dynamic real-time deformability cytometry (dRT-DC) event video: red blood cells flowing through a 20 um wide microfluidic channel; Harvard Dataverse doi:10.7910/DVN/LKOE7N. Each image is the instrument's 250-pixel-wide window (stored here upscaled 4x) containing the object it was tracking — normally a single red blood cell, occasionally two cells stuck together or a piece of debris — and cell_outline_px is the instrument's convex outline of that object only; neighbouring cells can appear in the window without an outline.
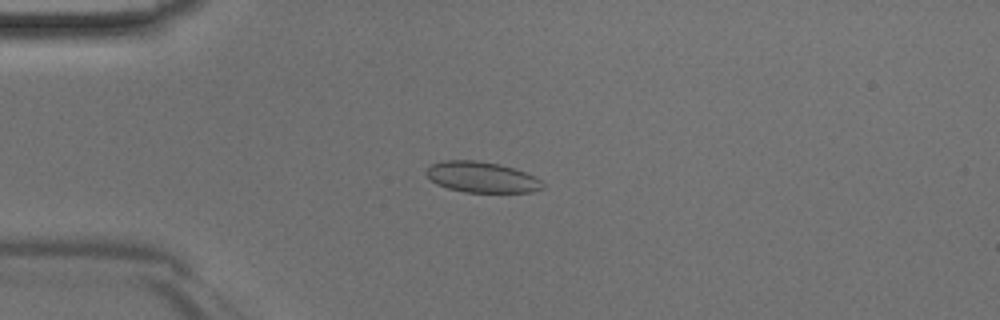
{"species": "Egyptian fruit bat (a non-hibernating species)", "species_latin": "Rousettus aegyptiacus", "temperature_condition": "room temperature", "stored_images_in_passage": 40, "camera_frame_rate_fps": 3000, "um_per_image_px": 0.085, "animal": {"sex": "male"}, "frame": {"image": 1, "passage_image": 6, "time_ms": 1.667, "image_size_px": [1000, 320], "cell_outline_px": [[544, 188], [532, 192], [464, 192], [448, 188], [436, 184], [424, 172], [432, 164], [444, 160], [480, 160], [500, 164], [524, 172], [540, 180], [544, 184]], "centroid_in_image_um": [40.93, 15.05], "position_along_channel_um": 44.1, "area_um2": 20.81}}
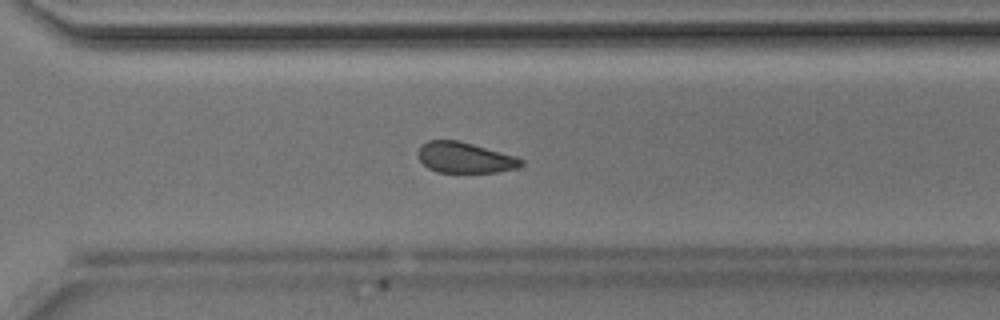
{"frame": {"image": 2, "passage_image": 27, "time_ms": 8.667, "image_size_px": [1000, 320], "cell_outline_px": [[524, 164], [516, 168], [496, 172], [436, 172], [428, 168], [416, 156], [416, 152], [420, 144], [428, 140], [456, 140], [472, 144], [516, 156], [524, 160]], "centroid_in_image_um": [39.47, 13.39], "position_along_channel_um": 331.1, "area_um2": 18.55}}
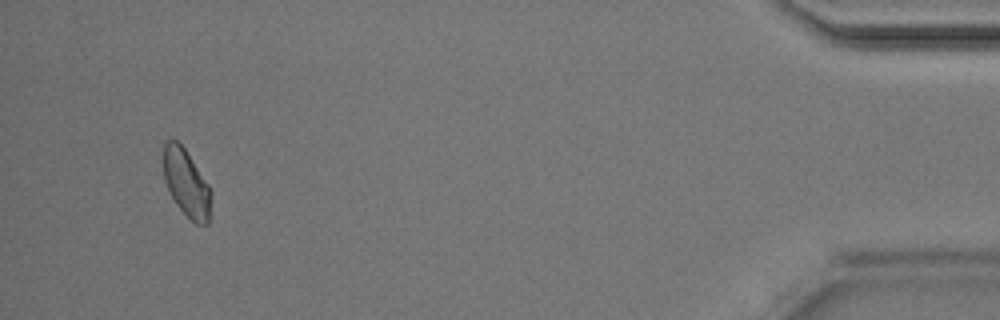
{"frame": {"image": 3, "passage_image": 38, "time_ms": 12.333, "image_size_px": [1000, 320], "cell_outline_px": [[208, 224], [196, 224], [176, 204], [164, 180], [164, 140], [176, 140], [184, 148], [208, 184]], "centroid_in_image_um": [15.79, 15.51], "position_along_channel_um": 419.4, "area_um2": 17.74}}